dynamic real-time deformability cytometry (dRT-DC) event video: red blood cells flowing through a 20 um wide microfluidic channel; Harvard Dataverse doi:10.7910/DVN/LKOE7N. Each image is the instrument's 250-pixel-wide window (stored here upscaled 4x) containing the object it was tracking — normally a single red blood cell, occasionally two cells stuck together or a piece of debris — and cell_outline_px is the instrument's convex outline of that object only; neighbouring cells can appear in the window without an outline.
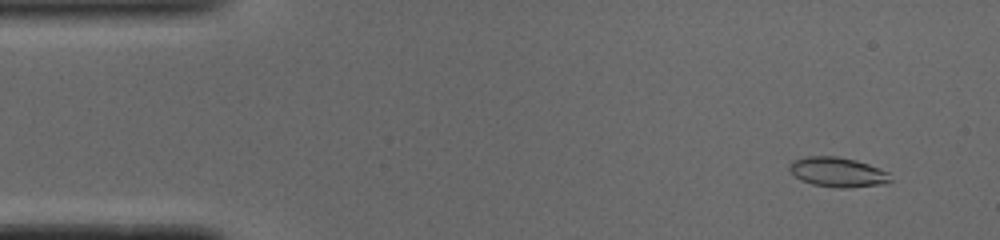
{"species": "common noctule bat (a hibernating species)", "species_latin": "Nyctalus noctula", "temperature_condition": "cold", "stored_images_in_passage": 51, "camera_frame_rate_fps": 3000, "um_per_image_px": 0.085, "animal": {"sex": "male", "body_mass_g": 19.0, "forearm_length_mm": 50.8}, "frame": {"image": 1, "passage_image": 4, "time_ms": 1.0, "image_size_px": [1000, 240], "cell_outline_px": [[892, 180], [888, 184], [848, 188], [836, 188], [812, 184], [800, 180], [788, 168], [788, 164], [792, 160], [808, 156], [836, 156], [856, 160], [868, 164], [888, 172]], "centroid_in_image_um": [71.21, 14.64], "position_along_channel_um": 13.8, "area_um2": 17.69}}
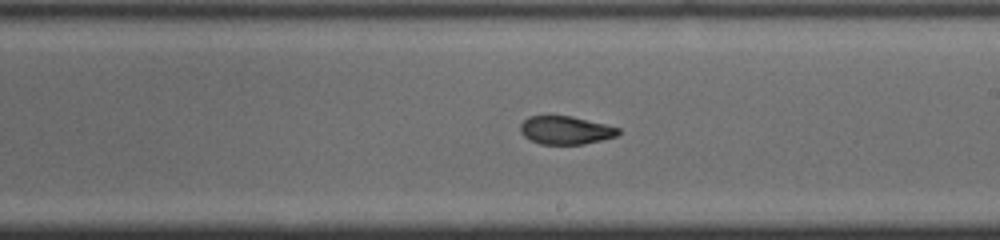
{"frame": {"image": 2, "passage_image": 29, "time_ms": 9.333, "image_size_px": [1000, 240], "cell_outline_px": [[620, 132], [616, 136], [584, 144], [540, 144], [528, 140], [520, 132], [520, 124], [528, 116], [572, 116], [620, 128]], "centroid_in_image_um": [48.04, 11.07], "position_along_channel_um": 241.0, "area_um2": 16.07}}
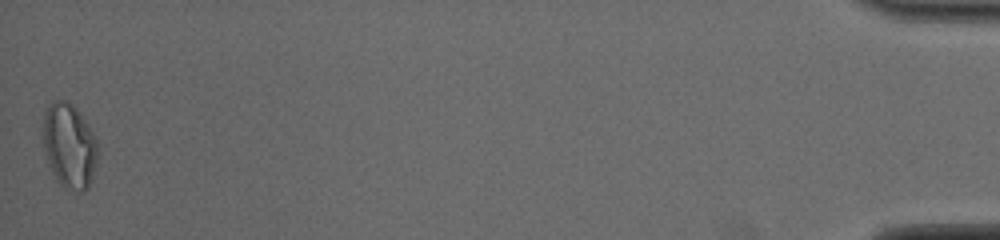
{"frame": {"image": 3, "passage_image": 51, "time_ms": 16.667, "image_size_px": [1000, 240], "cell_outline_px": [[100, 152], [88, 188], [80, 192], [76, 192], [64, 188], [56, 180], [52, 172], [40, 136], [44, 112], [48, 104], [52, 100], [68, 100], [76, 108], [88, 124], [96, 136]], "centroid_in_image_um": [5.88, 12.36], "position_along_channel_um": 429.3, "area_um2": 27.86}, "authors_computed_cell_mechanics": {"area_um2": 17.4556, "velocity_mm_per_s": 3.9236, "shape_relaxation_time_tau1_ms": null, "shape_relaxation_time_tau2_ms": 2.4752, "deformation_change_tau1": null, "deformation_change_tau2": 0.0842}}